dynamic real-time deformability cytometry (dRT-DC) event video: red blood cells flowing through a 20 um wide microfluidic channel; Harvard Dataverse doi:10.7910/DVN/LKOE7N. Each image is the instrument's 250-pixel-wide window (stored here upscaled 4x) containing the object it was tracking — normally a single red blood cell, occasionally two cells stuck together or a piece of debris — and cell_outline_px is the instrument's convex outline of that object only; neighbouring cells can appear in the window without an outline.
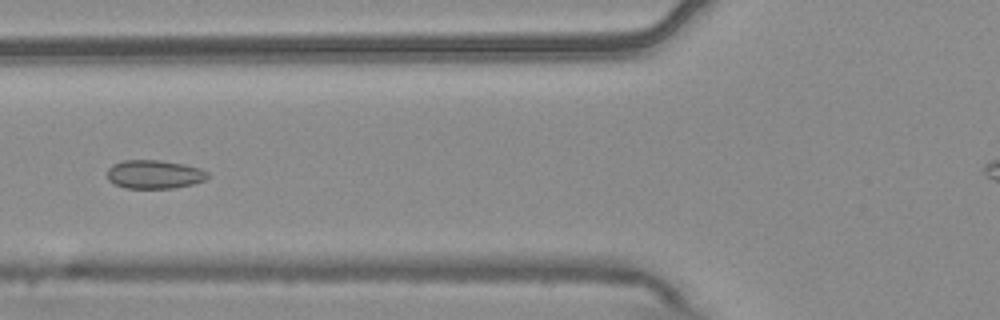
{"species": "common noctule bat (a hibernating species)", "species_latin": "Nyctalus noctula", "temperature_condition": "warm", "stored_images_in_passage": 5, "camera_frame_rate_fps": 3000, "um_per_image_px": 0.085, "animal": {"sex": "male", "body_mass_g": 20.4}, "frame": {"image": 1, "passage_image": 5, "time_ms": 1.333, "image_size_px": [1000, 320], "cell_outline_px": [[208, 176], [204, 180], [192, 184], [172, 188], [124, 188], [108, 180], [108, 168], [112, 164], [124, 160], [160, 160], [184, 164], [200, 168], [208, 172]], "centroid_in_image_um": [13.11, 14.81], "position_along_channel_um": 112.7, "area_um2": 16.7}}